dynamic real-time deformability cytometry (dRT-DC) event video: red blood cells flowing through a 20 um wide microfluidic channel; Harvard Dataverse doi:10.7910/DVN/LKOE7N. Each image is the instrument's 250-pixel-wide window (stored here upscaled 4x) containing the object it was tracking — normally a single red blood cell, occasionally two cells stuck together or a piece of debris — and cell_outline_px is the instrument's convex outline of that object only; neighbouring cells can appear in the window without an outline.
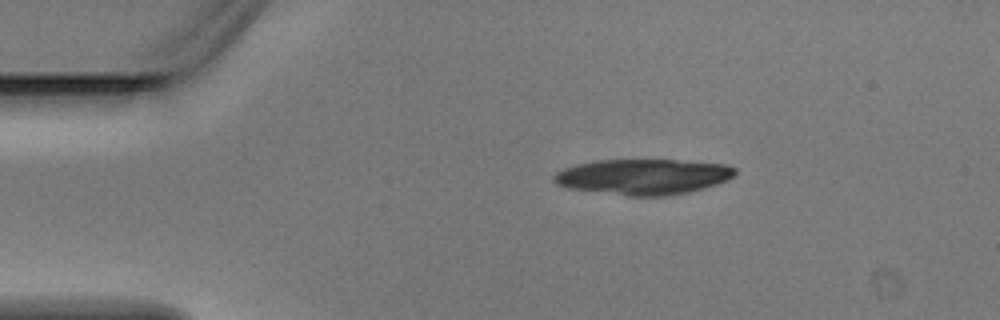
{"species": "Egyptian fruit bat (a non-hibernating species)", "species_latin": "Rousettus aegyptiacus", "temperature_condition": "warm", "stored_images_in_passage": 3, "segment_of_instrument_passage": [1, 2], "camera_frame_rate_fps": 3000, "um_per_image_px": 0.085, "animal": {"sex": "male"}, "frame": {"image": 1, "passage_image": 1, "time_ms": 0.0, "image_size_px": [1000, 320], "cell_outline_px": [[736, 172], [728, 180], [704, 188], [688, 192], [668, 196], [628, 196], [568, 188], [556, 184], [552, 180], [552, 176], [556, 172], [564, 168], [576, 164], [596, 160], [676, 160], [728, 164], [736, 168]], "centroid_in_image_um": [54.66, 15.02], "position_along_channel_um": 30.3, "area_um2": 37.74}}